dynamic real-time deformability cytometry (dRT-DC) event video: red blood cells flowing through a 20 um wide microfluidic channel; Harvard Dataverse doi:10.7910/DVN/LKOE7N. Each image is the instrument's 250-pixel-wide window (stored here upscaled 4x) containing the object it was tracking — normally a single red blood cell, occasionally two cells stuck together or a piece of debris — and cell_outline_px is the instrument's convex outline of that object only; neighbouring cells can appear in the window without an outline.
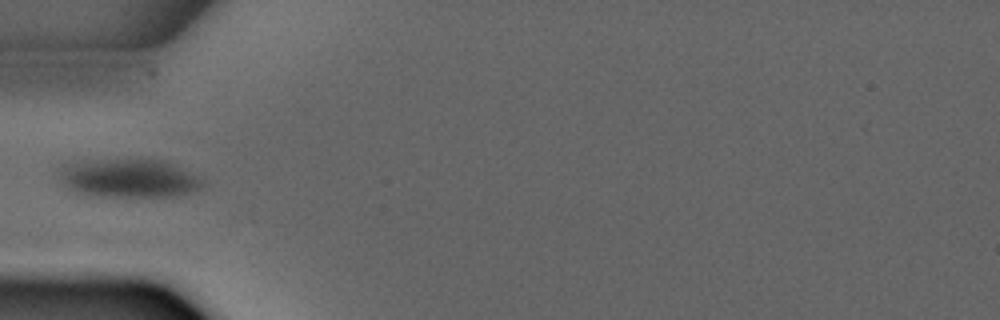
{"species": "common noctule bat (a hibernating species)", "species_latin": "Nyctalus noctula", "temperature_condition": "warm", "stored_images_in_passage": 5, "camera_frame_rate_fps": 3000, "um_per_image_px": 0.085, "animal": {"sex": "male", "forearm_length_mm": 52.5}, "frame": {"image": 1, "passage_image": 3, "time_ms": 2.333, "image_size_px": [1000, 320], "cell_outline_px": [[204, 184], [196, 188], [172, 196], [100, 196], [80, 192], [64, 184], [56, 172], [60, 164], [92, 160], [160, 160], [196, 176]], "centroid_in_image_um": [10.8, 15.13], "position_along_channel_um": 74.2, "area_um2": 31.04}}